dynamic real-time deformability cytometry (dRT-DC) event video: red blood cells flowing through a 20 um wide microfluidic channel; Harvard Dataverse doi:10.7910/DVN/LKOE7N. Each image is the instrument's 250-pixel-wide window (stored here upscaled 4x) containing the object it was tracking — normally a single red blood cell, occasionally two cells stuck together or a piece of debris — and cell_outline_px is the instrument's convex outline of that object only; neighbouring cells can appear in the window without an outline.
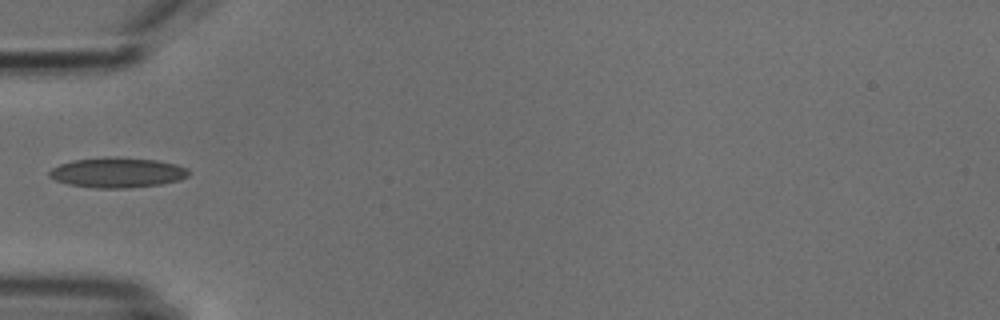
{"species": "common noctule bat (a hibernating species)", "species_latin": "Nyctalus noctula", "temperature_condition": "cold", "stored_images_in_passage": 2, "camera_frame_rate_fps": 3000, "um_per_image_px": 0.085, "animal": {"sex": "male", "body_mass_g": 18.8}, "frame": {"image": 1, "passage_image": 2, "time_ms": 1.0, "image_size_px": [1000, 320], "cell_outline_px": [[188, 176], [180, 180], [160, 184], [128, 188], [96, 188], [68, 184], [56, 180], [48, 176], [48, 172], [52, 168], [60, 164], [72, 160], [104, 156], [116, 156], [156, 160], [176, 164], [188, 168]], "centroid_in_image_um": [9.96, 14.65], "position_along_channel_um": 75.0, "area_um2": 24.68}}